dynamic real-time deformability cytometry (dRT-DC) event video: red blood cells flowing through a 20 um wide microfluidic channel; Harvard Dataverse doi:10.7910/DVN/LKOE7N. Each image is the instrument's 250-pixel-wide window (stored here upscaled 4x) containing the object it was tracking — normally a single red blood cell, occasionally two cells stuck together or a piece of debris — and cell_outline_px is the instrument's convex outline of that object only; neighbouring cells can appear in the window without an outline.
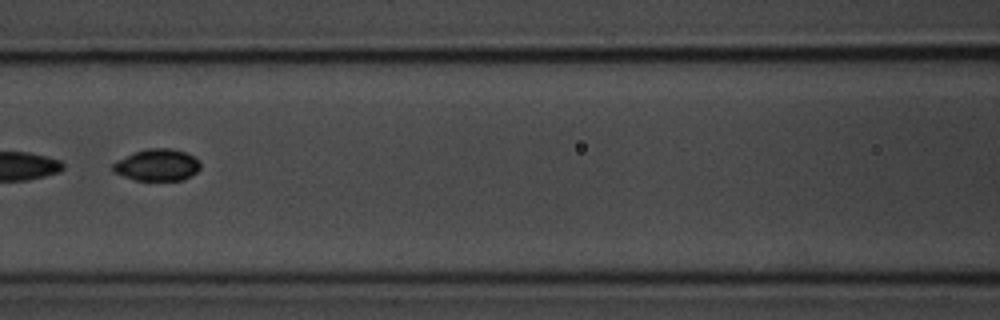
{"species": "common noctule bat (a hibernating species)", "species_latin": "Nyctalus noctula", "temperature_condition": "room temperature", "stored_images_in_passage": 9, "segment_of_instrument_passage": [2, 2], "camera_frame_rate_fps": 3000, "um_per_image_px": 0.085, "animal": {"sex": "male", "body_mass_g": 20.1, "forearm_length_mm": 53.5}, "frame": {"image": 1, "passage_image": 7, "time_ms": 7.0, "image_size_px": [1000, 320], "cell_outline_px": [[200, 168], [196, 172], [184, 180], [136, 180], [112, 172], [112, 164], [116, 160], [136, 152], [148, 148], [168, 148], [184, 152], [192, 156], [200, 164]], "centroid_in_image_um": [13.32, 14.03], "position_along_channel_um": 153.3, "area_um2": 16.01}}